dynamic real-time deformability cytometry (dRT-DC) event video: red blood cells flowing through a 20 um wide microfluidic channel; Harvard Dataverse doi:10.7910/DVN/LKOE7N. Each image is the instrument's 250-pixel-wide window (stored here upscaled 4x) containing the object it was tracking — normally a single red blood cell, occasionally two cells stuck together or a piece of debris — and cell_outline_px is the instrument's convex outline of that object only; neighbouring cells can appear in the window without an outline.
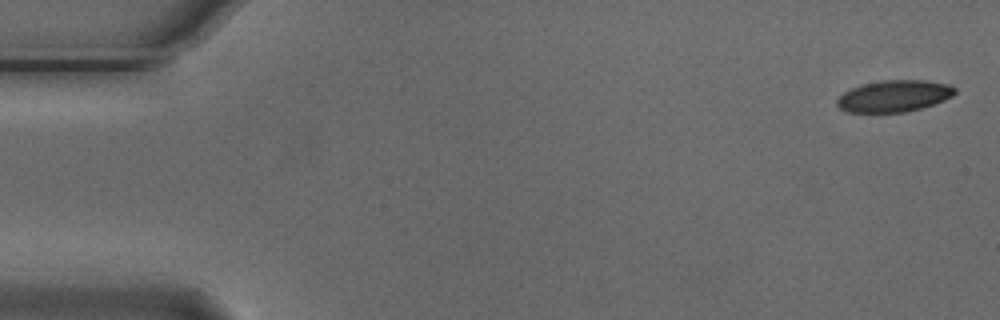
{"species": "Egyptian fruit bat (a non-hibernating species)", "species_latin": "Rousettus aegyptiacus", "temperature_condition": "cold", "stored_images_in_passage": 6, "camera_frame_rate_fps": 3000, "um_per_image_px": 0.085, "animal": {"sex": "male"}, "frame": {"image": 1, "passage_image": 1, "time_ms": 0.0, "image_size_px": [1000, 320], "cell_outline_px": [[956, 92], [952, 96], [944, 100], [920, 108], [904, 112], [848, 112], [840, 108], [836, 104], [836, 100], [844, 92], [852, 88], [864, 84], [884, 80], [924, 80], [948, 84], [956, 88]], "centroid_in_image_um": [76.0, 8.16], "position_along_channel_um": 9.0, "area_um2": 21.5}}
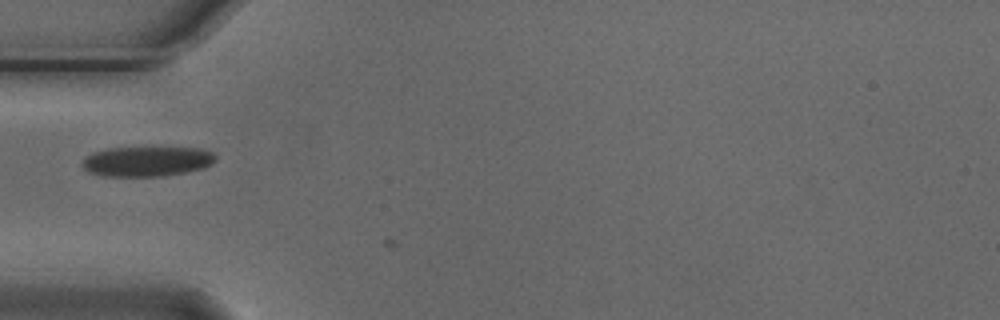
{"frame": {"image": 2, "passage_image": 5, "time_ms": 1.333, "image_size_px": [1000, 320], "cell_outline_px": [[216, 160], [212, 164], [204, 168], [164, 176], [104, 176], [88, 172], [80, 164], [92, 152], [108, 148], [200, 148], [212, 152], [216, 156]], "centroid_in_image_um": [12.49, 13.72], "position_along_channel_um": 72.5, "area_um2": 23.24}}